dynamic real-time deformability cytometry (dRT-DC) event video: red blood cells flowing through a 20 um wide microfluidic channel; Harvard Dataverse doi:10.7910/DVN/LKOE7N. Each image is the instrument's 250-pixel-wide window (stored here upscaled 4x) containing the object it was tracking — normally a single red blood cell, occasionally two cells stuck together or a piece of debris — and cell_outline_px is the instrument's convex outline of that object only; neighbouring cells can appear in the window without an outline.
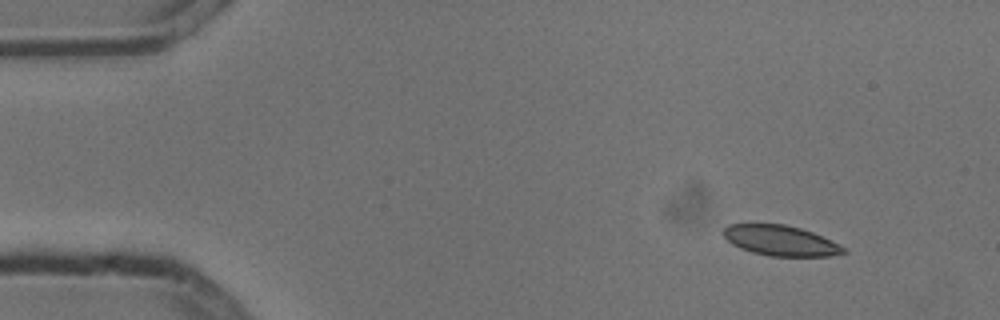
{"species": "common noctule bat (a hibernating species)", "species_latin": "Nyctalus noctula", "temperature_condition": "cold", "stored_images_in_passage": 4, "camera_frame_rate_fps": 3000, "um_per_image_px": 0.085, "animal": {"sex": "male", "body_mass_g": 13.3}, "frame": {"image": 1, "passage_image": 2, "time_ms": 0.333, "image_size_px": [1000, 320], "cell_outline_px": [[848, 252], [832, 256], [768, 256], [752, 252], [740, 248], [732, 244], [720, 232], [728, 224], [784, 224], [800, 228], [812, 232], [840, 244], [848, 248]], "centroid_in_image_um": [66.37, 20.45], "position_along_channel_um": 18.6, "area_um2": 21.39}}
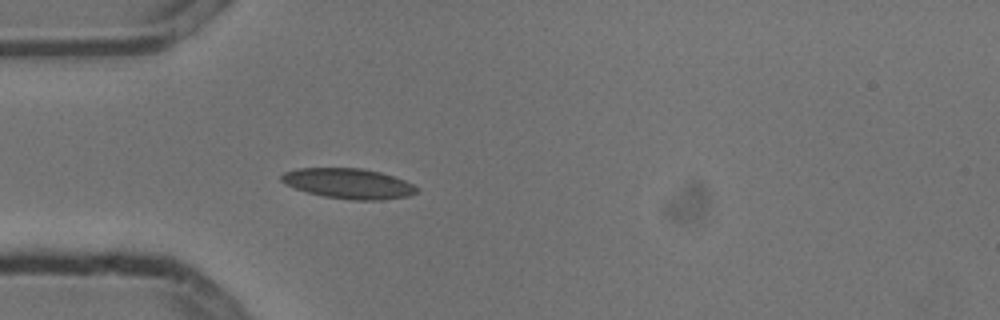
{"frame": {"image": 2, "passage_image": 4, "time_ms": 1.0, "image_size_px": [1000, 320], "cell_outline_px": [[420, 192], [408, 196], [384, 200], [352, 200], [324, 196], [308, 192], [284, 184], [280, 180], [280, 176], [284, 172], [296, 168], [364, 168], [380, 172], [404, 180], [412, 184]], "centroid_in_image_um": [29.62, 15.6], "position_along_channel_um": 55.4, "area_um2": 23.87}}